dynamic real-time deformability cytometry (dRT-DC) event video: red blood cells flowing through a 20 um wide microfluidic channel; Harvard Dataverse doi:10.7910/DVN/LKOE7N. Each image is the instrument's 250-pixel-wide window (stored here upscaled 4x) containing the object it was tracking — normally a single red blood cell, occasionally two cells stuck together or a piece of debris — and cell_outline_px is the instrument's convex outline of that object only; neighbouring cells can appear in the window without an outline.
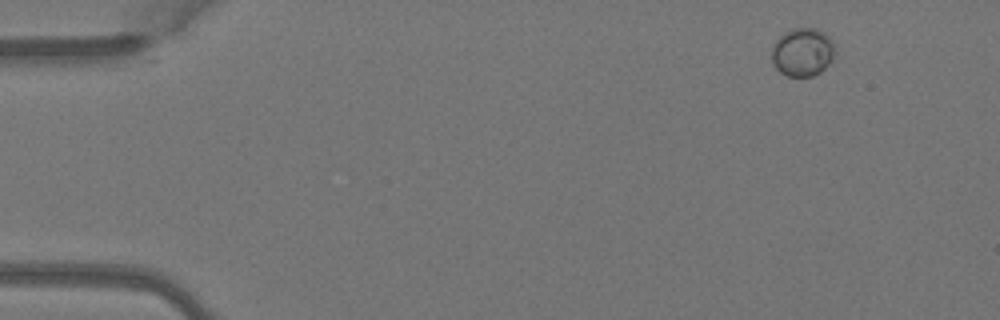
{"species": "Egyptian fruit bat (a non-hibernating species)", "species_latin": "Rousettus aegyptiacus", "temperature_condition": "warm", "stored_images_in_passage": 4, "camera_frame_rate_fps": 3000, "um_per_image_px": 0.085, "animal": {"sex": "female"}, "frame": {"image": 1, "passage_image": 1, "time_ms": 0.0, "image_size_px": [1000, 320], "cell_outline_px": [[836, 52], [832, 60], [820, 72], [812, 76], [788, 76], [780, 72], [772, 64], [772, 44], [784, 32], [792, 28], [816, 28], [824, 32], [828, 36], [836, 48]], "centroid_in_image_um": [68.21, 4.42], "position_along_channel_um": 16.8, "area_um2": 17.98}}
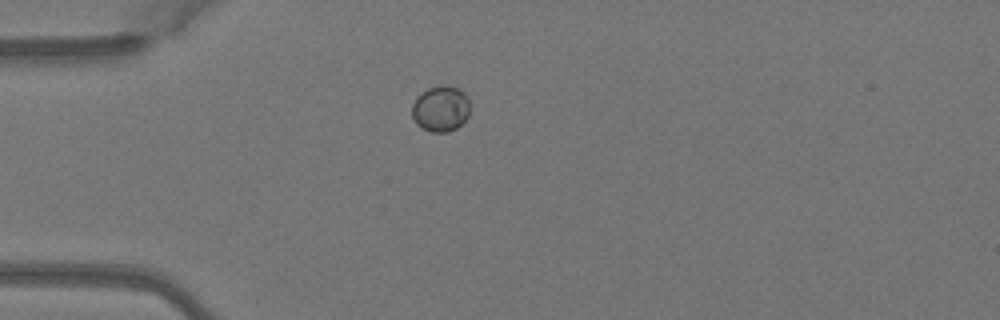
{"frame": {"image": 2, "passage_image": 3, "time_ms": 0.667, "image_size_px": [1000, 320], "cell_outline_px": [[468, 116], [456, 128], [448, 132], [432, 132], [420, 128], [416, 124], [412, 116], [412, 104], [416, 96], [428, 88], [440, 84], [444, 84], [460, 88], [464, 92], [468, 100]], "centroid_in_image_um": [37.42, 9.22], "position_along_channel_um": 47.6, "area_um2": 15.66}}